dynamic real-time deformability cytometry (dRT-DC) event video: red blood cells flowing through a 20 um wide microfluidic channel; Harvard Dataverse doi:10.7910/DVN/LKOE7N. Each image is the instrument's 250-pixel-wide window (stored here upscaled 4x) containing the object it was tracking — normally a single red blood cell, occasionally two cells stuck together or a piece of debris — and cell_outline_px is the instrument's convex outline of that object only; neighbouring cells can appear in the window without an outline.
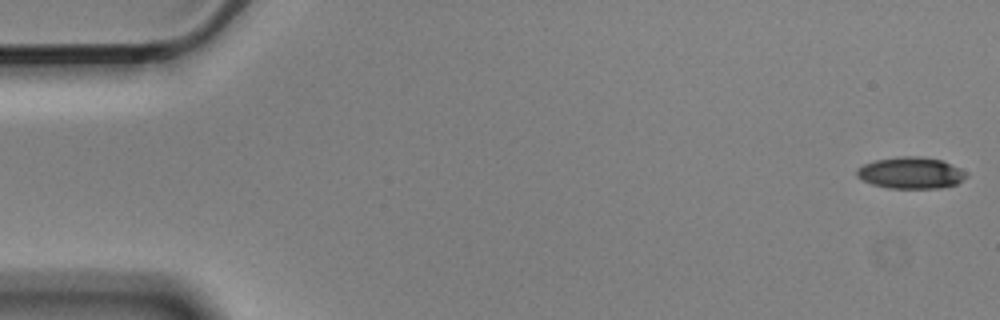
{"species": "Egyptian fruit bat (a non-hibernating species)", "species_latin": "Rousettus aegyptiacus", "temperature_condition": "cold", "stored_images_in_passage": 6, "camera_frame_rate_fps": 3000, "um_per_image_px": 0.085, "animal": {"sex": "male"}, "frame": {"image": 1, "passage_image": 1, "time_ms": 0.0, "image_size_px": [1000, 320], "cell_outline_px": [[968, 176], [956, 184], [940, 188], [888, 188], [872, 184], [856, 176], [856, 168], [864, 164], [876, 160], [900, 156], [920, 156], [940, 160], [964, 172]], "centroid_in_image_um": [77.36, 14.7], "position_along_channel_um": 7.6, "area_um2": 19.83}}